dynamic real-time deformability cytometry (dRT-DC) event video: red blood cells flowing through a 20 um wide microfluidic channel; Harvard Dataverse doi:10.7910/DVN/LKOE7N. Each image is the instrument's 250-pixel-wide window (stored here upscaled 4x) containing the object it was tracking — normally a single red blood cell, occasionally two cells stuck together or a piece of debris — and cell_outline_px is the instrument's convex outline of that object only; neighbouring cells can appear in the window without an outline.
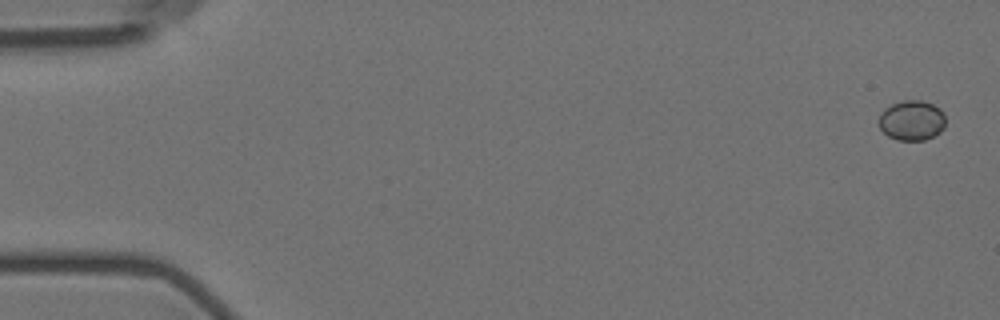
{"species": "Egyptian fruit bat (a non-hibernating species)", "species_latin": "Rousettus aegyptiacus", "temperature_condition": "room temperature", "stored_images_in_passage": 5, "camera_frame_rate_fps": 3000, "um_per_image_px": 0.085, "animal": {"sex": "female"}, "frame": {"image": 1, "passage_image": 1, "time_ms": 0.0, "image_size_px": [1000, 320], "cell_outline_px": [[944, 128], [940, 132], [924, 140], [896, 140], [888, 136], [880, 128], [880, 112], [884, 108], [892, 104], [904, 100], [920, 100], [932, 104], [940, 108], [944, 112]], "centroid_in_image_um": [77.5, 10.23], "position_along_channel_um": 7.5, "area_um2": 15.55}}
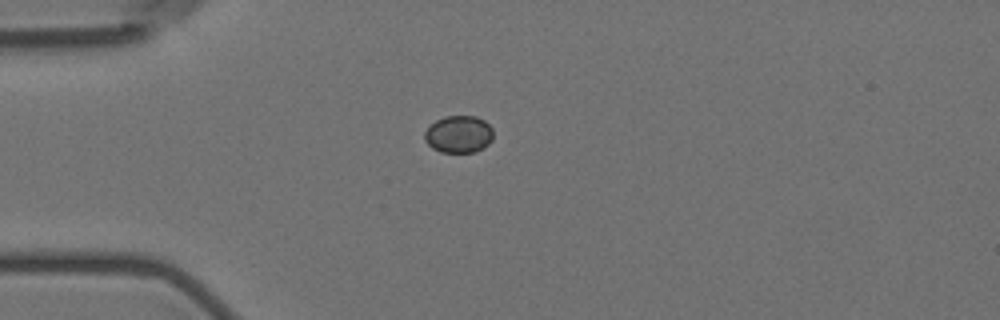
{"frame": {"image": 2, "passage_image": 5, "time_ms": 4.667, "image_size_px": [1000, 320], "cell_outline_px": [[492, 140], [484, 148], [476, 152], [440, 152], [432, 148], [424, 140], [424, 132], [436, 120], [444, 116], [476, 116], [484, 120], [492, 128]], "centroid_in_image_um": [38.99, 11.42], "position_along_channel_um": 46.0, "area_um2": 14.97}}